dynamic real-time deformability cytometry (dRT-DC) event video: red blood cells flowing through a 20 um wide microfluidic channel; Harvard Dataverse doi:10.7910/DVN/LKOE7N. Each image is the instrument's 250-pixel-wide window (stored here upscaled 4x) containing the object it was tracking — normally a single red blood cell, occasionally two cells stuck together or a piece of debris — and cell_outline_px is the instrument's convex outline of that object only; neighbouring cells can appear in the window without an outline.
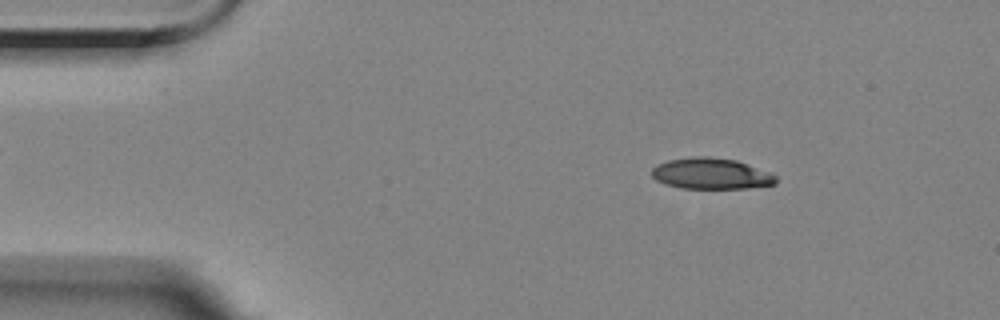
{"species": "Egyptian fruit bat (a non-hibernating species)", "species_latin": "Rousettus aegyptiacus", "temperature_condition": "room temperature", "stored_images_in_passage": 5, "camera_frame_rate_fps": 3000, "um_per_image_px": 0.085, "animal": {"sex": "female"}, "frame": {"image": 1, "passage_image": 2, "time_ms": 1.0, "image_size_px": [1000, 320], "cell_outline_px": [[776, 184], [748, 188], [680, 188], [664, 184], [656, 180], [652, 176], [652, 168], [656, 164], [668, 160], [696, 156], [708, 156], [736, 160], [768, 172], [776, 176]], "centroid_in_image_um": [60.4, 14.76], "position_along_channel_um": 24.6, "area_um2": 22.43}}
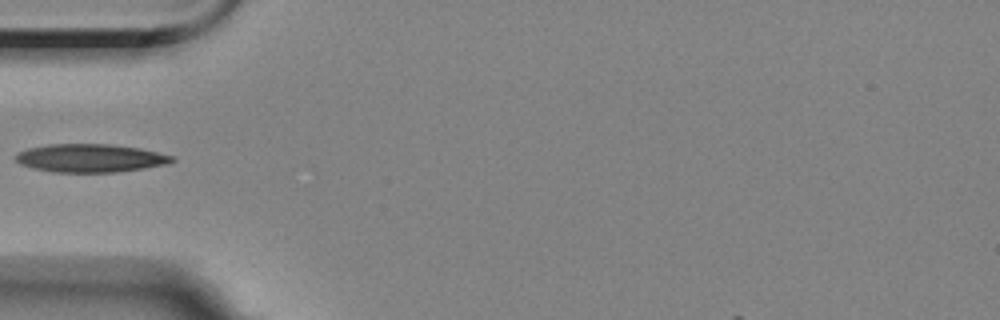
{"frame": {"image": 2, "passage_image": 4, "time_ms": 4.333, "image_size_px": [1000, 320], "cell_outline_px": [[176, 160], [168, 164], [144, 168], [116, 172], [52, 172], [32, 168], [20, 164], [16, 160], [16, 156], [20, 152], [28, 148], [48, 144], [108, 144], [140, 148], [172, 156]], "centroid_in_image_um": [7.68, 13.44], "position_along_channel_um": 77.3, "area_um2": 25.61}}
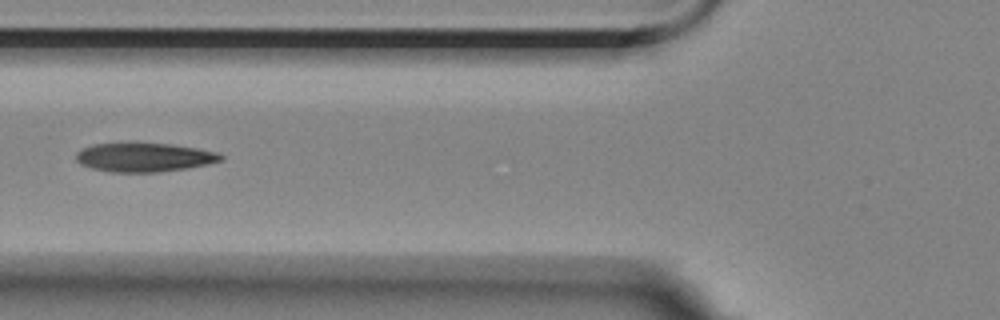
{"frame": {"image": 3, "passage_image": 5, "time_ms": 5.333, "image_size_px": [1000, 320], "cell_outline_px": [[224, 160], [208, 164], [160, 172], [108, 172], [92, 168], [80, 164], [76, 160], [76, 152], [80, 148], [92, 144], [136, 140], [172, 144], [196, 148], [216, 152], [224, 156]], "centroid_in_image_um": [12.19, 13.32], "position_along_channel_um": 113.6, "area_um2": 25.37}}